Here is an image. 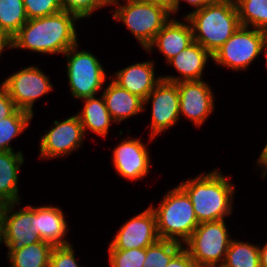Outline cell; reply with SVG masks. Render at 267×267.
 Here are the masks:
<instances>
[{"label": "cell", "mask_w": 267, "mask_h": 267, "mask_svg": "<svg viewBox=\"0 0 267 267\" xmlns=\"http://www.w3.org/2000/svg\"><path fill=\"white\" fill-rule=\"evenodd\" d=\"M79 18L64 10L45 17L29 19L12 37V48L41 54H64L76 45V21Z\"/></svg>", "instance_id": "6da1fadb"}, {"label": "cell", "mask_w": 267, "mask_h": 267, "mask_svg": "<svg viewBox=\"0 0 267 267\" xmlns=\"http://www.w3.org/2000/svg\"><path fill=\"white\" fill-rule=\"evenodd\" d=\"M218 169L181 181L199 223L224 220L232 213L234 184Z\"/></svg>", "instance_id": "7a4b0ae2"}, {"label": "cell", "mask_w": 267, "mask_h": 267, "mask_svg": "<svg viewBox=\"0 0 267 267\" xmlns=\"http://www.w3.org/2000/svg\"><path fill=\"white\" fill-rule=\"evenodd\" d=\"M193 39L213 55L241 26L237 8L227 3H211L185 17Z\"/></svg>", "instance_id": "3957f363"}, {"label": "cell", "mask_w": 267, "mask_h": 267, "mask_svg": "<svg viewBox=\"0 0 267 267\" xmlns=\"http://www.w3.org/2000/svg\"><path fill=\"white\" fill-rule=\"evenodd\" d=\"M150 207L156 217L159 239L184 244L199 225L193 204L179 185L166 193L158 207Z\"/></svg>", "instance_id": "277c9868"}, {"label": "cell", "mask_w": 267, "mask_h": 267, "mask_svg": "<svg viewBox=\"0 0 267 267\" xmlns=\"http://www.w3.org/2000/svg\"><path fill=\"white\" fill-rule=\"evenodd\" d=\"M126 4L120 5V0L112 5L113 19L122 21L132 32L142 47L146 50L153 42L157 33L169 21L170 10L161 4L125 0Z\"/></svg>", "instance_id": "5b68a950"}, {"label": "cell", "mask_w": 267, "mask_h": 267, "mask_svg": "<svg viewBox=\"0 0 267 267\" xmlns=\"http://www.w3.org/2000/svg\"><path fill=\"white\" fill-rule=\"evenodd\" d=\"M230 236L225 220L201 222L183 245L197 267L222 265Z\"/></svg>", "instance_id": "8992f818"}, {"label": "cell", "mask_w": 267, "mask_h": 267, "mask_svg": "<svg viewBox=\"0 0 267 267\" xmlns=\"http://www.w3.org/2000/svg\"><path fill=\"white\" fill-rule=\"evenodd\" d=\"M78 43L69 48L64 56L67 58V75L71 95L75 99L96 96L103 90L105 70L90 51H77Z\"/></svg>", "instance_id": "52a82bcc"}, {"label": "cell", "mask_w": 267, "mask_h": 267, "mask_svg": "<svg viewBox=\"0 0 267 267\" xmlns=\"http://www.w3.org/2000/svg\"><path fill=\"white\" fill-rule=\"evenodd\" d=\"M267 32L240 26L237 31L212 55V61L234 71L245 70L263 52Z\"/></svg>", "instance_id": "ba28073f"}, {"label": "cell", "mask_w": 267, "mask_h": 267, "mask_svg": "<svg viewBox=\"0 0 267 267\" xmlns=\"http://www.w3.org/2000/svg\"><path fill=\"white\" fill-rule=\"evenodd\" d=\"M15 106L34 116V102L53 90L50 79L37 66H28L10 75L1 83Z\"/></svg>", "instance_id": "9c48e42d"}, {"label": "cell", "mask_w": 267, "mask_h": 267, "mask_svg": "<svg viewBox=\"0 0 267 267\" xmlns=\"http://www.w3.org/2000/svg\"><path fill=\"white\" fill-rule=\"evenodd\" d=\"M149 102L152 105L149 140L152 141L180 119L177 84L162 79L143 101V110Z\"/></svg>", "instance_id": "30bf717a"}, {"label": "cell", "mask_w": 267, "mask_h": 267, "mask_svg": "<svg viewBox=\"0 0 267 267\" xmlns=\"http://www.w3.org/2000/svg\"><path fill=\"white\" fill-rule=\"evenodd\" d=\"M85 136L81 121L75 114L61 122L54 121V127L40 138L41 159H50L68 156L80 148Z\"/></svg>", "instance_id": "8fae6325"}, {"label": "cell", "mask_w": 267, "mask_h": 267, "mask_svg": "<svg viewBox=\"0 0 267 267\" xmlns=\"http://www.w3.org/2000/svg\"><path fill=\"white\" fill-rule=\"evenodd\" d=\"M180 115L199 128L214 110V94L203 80L177 82Z\"/></svg>", "instance_id": "7c38bea8"}, {"label": "cell", "mask_w": 267, "mask_h": 267, "mask_svg": "<svg viewBox=\"0 0 267 267\" xmlns=\"http://www.w3.org/2000/svg\"><path fill=\"white\" fill-rule=\"evenodd\" d=\"M159 239L156 229V217L149 206L140 214L131 217L121 225L108 249L147 248Z\"/></svg>", "instance_id": "4fadbf2b"}, {"label": "cell", "mask_w": 267, "mask_h": 267, "mask_svg": "<svg viewBox=\"0 0 267 267\" xmlns=\"http://www.w3.org/2000/svg\"><path fill=\"white\" fill-rule=\"evenodd\" d=\"M18 203H8L4 212L3 232L0 244H5L9 251H17L24 246L41 242L35 233L32 222V206L27 205L14 211Z\"/></svg>", "instance_id": "5bb4252c"}, {"label": "cell", "mask_w": 267, "mask_h": 267, "mask_svg": "<svg viewBox=\"0 0 267 267\" xmlns=\"http://www.w3.org/2000/svg\"><path fill=\"white\" fill-rule=\"evenodd\" d=\"M139 139H122L113 151V165L116 172L124 179L138 180L150 171V155L146 146Z\"/></svg>", "instance_id": "9a60e30c"}, {"label": "cell", "mask_w": 267, "mask_h": 267, "mask_svg": "<svg viewBox=\"0 0 267 267\" xmlns=\"http://www.w3.org/2000/svg\"><path fill=\"white\" fill-rule=\"evenodd\" d=\"M31 220L35 233L40 236L42 241L48 242L53 246L71 244L65 239L68 224L61 208L54 206H32Z\"/></svg>", "instance_id": "2e32d148"}, {"label": "cell", "mask_w": 267, "mask_h": 267, "mask_svg": "<svg viewBox=\"0 0 267 267\" xmlns=\"http://www.w3.org/2000/svg\"><path fill=\"white\" fill-rule=\"evenodd\" d=\"M183 19L186 20L185 23L174 17L170 18L145 51L151 52L154 46L157 47L168 63L174 56L192 44L194 42L192 27L186 18Z\"/></svg>", "instance_id": "e0dca14e"}, {"label": "cell", "mask_w": 267, "mask_h": 267, "mask_svg": "<svg viewBox=\"0 0 267 267\" xmlns=\"http://www.w3.org/2000/svg\"><path fill=\"white\" fill-rule=\"evenodd\" d=\"M154 66V61L150 60L135 63L117 71L112 80L144 101L162 80L161 76L155 77Z\"/></svg>", "instance_id": "ac0fdd59"}, {"label": "cell", "mask_w": 267, "mask_h": 267, "mask_svg": "<svg viewBox=\"0 0 267 267\" xmlns=\"http://www.w3.org/2000/svg\"><path fill=\"white\" fill-rule=\"evenodd\" d=\"M209 58L212 60L213 56L199 43L194 41L168 62L180 74L178 76L167 75L161 77L163 80L173 83L202 80V73Z\"/></svg>", "instance_id": "d6986e66"}, {"label": "cell", "mask_w": 267, "mask_h": 267, "mask_svg": "<svg viewBox=\"0 0 267 267\" xmlns=\"http://www.w3.org/2000/svg\"><path fill=\"white\" fill-rule=\"evenodd\" d=\"M106 107L115 123L143 112V100L120 87L112 79L102 93Z\"/></svg>", "instance_id": "ffe728a7"}, {"label": "cell", "mask_w": 267, "mask_h": 267, "mask_svg": "<svg viewBox=\"0 0 267 267\" xmlns=\"http://www.w3.org/2000/svg\"><path fill=\"white\" fill-rule=\"evenodd\" d=\"M24 164L21 151H0V200L6 203L20 201L18 188V173Z\"/></svg>", "instance_id": "44dd1931"}, {"label": "cell", "mask_w": 267, "mask_h": 267, "mask_svg": "<svg viewBox=\"0 0 267 267\" xmlns=\"http://www.w3.org/2000/svg\"><path fill=\"white\" fill-rule=\"evenodd\" d=\"M85 102L80 112H77V116L81 121L85 134L87 130L96 133L101 137H106L112 119L104 100V97L100 95V99L93 97H86L82 99Z\"/></svg>", "instance_id": "7402d4cb"}, {"label": "cell", "mask_w": 267, "mask_h": 267, "mask_svg": "<svg viewBox=\"0 0 267 267\" xmlns=\"http://www.w3.org/2000/svg\"><path fill=\"white\" fill-rule=\"evenodd\" d=\"M53 247L52 244L41 241L17 251H8L10 267H49Z\"/></svg>", "instance_id": "603a6c76"}, {"label": "cell", "mask_w": 267, "mask_h": 267, "mask_svg": "<svg viewBox=\"0 0 267 267\" xmlns=\"http://www.w3.org/2000/svg\"><path fill=\"white\" fill-rule=\"evenodd\" d=\"M259 258L258 245L232 239L222 265L225 267H260Z\"/></svg>", "instance_id": "cb8c5ba5"}, {"label": "cell", "mask_w": 267, "mask_h": 267, "mask_svg": "<svg viewBox=\"0 0 267 267\" xmlns=\"http://www.w3.org/2000/svg\"><path fill=\"white\" fill-rule=\"evenodd\" d=\"M236 8L241 26L267 32V0H238Z\"/></svg>", "instance_id": "d4e9b609"}, {"label": "cell", "mask_w": 267, "mask_h": 267, "mask_svg": "<svg viewBox=\"0 0 267 267\" xmlns=\"http://www.w3.org/2000/svg\"><path fill=\"white\" fill-rule=\"evenodd\" d=\"M27 21L23 0H0V29L13 37Z\"/></svg>", "instance_id": "484cf974"}, {"label": "cell", "mask_w": 267, "mask_h": 267, "mask_svg": "<svg viewBox=\"0 0 267 267\" xmlns=\"http://www.w3.org/2000/svg\"><path fill=\"white\" fill-rule=\"evenodd\" d=\"M34 116L17 109L11 116L0 120V151H13L10 142L29 127Z\"/></svg>", "instance_id": "4316f807"}, {"label": "cell", "mask_w": 267, "mask_h": 267, "mask_svg": "<svg viewBox=\"0 0 267 267\" xmlns=\"http://www.w3.org/2000/svg\"><path fill=\"white\" fill-rule=\"evenodd\" d=\"M183 244L158 239L155 243L146 248V258L143 267H166L172 257L182 248Z\"/></svg>", "instance_id": "83f0119b"}, {"label": "cell", "mask_w": 267, "mask_h": 267, "mask_svg": "<svg viewBox=\"0 0 267 267\" xmlns=\"http://www.w3.org/2000/svg\"><path fill=\"white\" fill-rule=\"evenodd\" d=\"M110 267H143L146 248L108 249Z\"/></svg>", "instance_id": "f1b7e54d"}, {"label": "cell", "mask_w": 267, "mask_h": 267, "mask_svg": "<svg viewBox=\"0 0 267 267\" xmlns=\"http://www.w3.org/2000/svg\"><path fill=\"white\" fill-rule=\"evenodd\" d=\"M23 3L28 20L62 11L60 0H23Z\"/></svg>", "instance_id": "f546056e"}, {"label": "cell", "mask_w": 267, "mask_h": 267, "mask_svg": "<svg viewBox=\"0 0 267 267\" xmlns=\"http://www.w3.org/2000/svg\"><path fill=\"white\" fill-rule=\"evenodd\" d=\"M62 10L76 15L79 19L87 18L106 5L101 0H60Z\"/></svg>", "instance_id": "4dcf8cb0"}, {"label": "cell", "mask_w": 267, "mask_h": 267, "mask_svg": "<svg viewBox=\"0 0 267 267\" xmlns=\"http://www.w3.org/2000/svg\"><path fill=\"white\" fill-rule=\"evenodd\" d=\"M75 257L73 245L54 246L49 267H81Z\"/></svg>", "instance_id": "1f68e13d"}, {"label": "cell", "mask_w": 267, "mask_h": 267, "mask_svg": "<svg viewBox=\"0 0 267 267\" xmlns=\"http://www.w3.org/2000/svg\"><path fill=\"white\" fill-rule=\"evenodd\" d=\"M18 108L8 95L6 88L0 85V120L11 116Z\"/></svg>", "instance_id": "d6a6232c"}, {"label": "cell", "mask_w": 267, "mask_h": 267, "mask_svg": "<svg viewBox=\"0 0 267 267\" xmlns=\"http://www.w3.org/2000/svg\"><path fill=\"white\" fill-rule=\"evenodd\" d=\"M166 267H197L185 248H181Z\"/></svg>", "instance_id": "836d02e7"}, {"label": "cell", "mask_w": 267, "mask_h": 267, "mask_svg": "<svg viewBox=\"0 0 267 267\" xmlns=\"http://www.w3.org/2000/svg\"><path fill=\"white\" fill-rule=\"evenodd\" d=\"M180 1L183 0H172L171 3V8H170V13L171 16L173 17L174 13L176 14L178 12V9L180 8ZM186 3L188 2V4L193 7H195V9L193 11H197L200 10L202 8H204L205 6L213 3L212 0H184Z\"/></svg>", "instance_id": "e575fe53"}, {"label": "cell", "mask_w": 267, "mask_h": 267, "mask_svg": "<svg viewBox=\"0 0 267 267\" xmlns=\"http://www.w3.org/2000/svg\"><path fill=\"white\" fill-rule=\"evenodd\" d=\"M257 166H259V168H261L260 170H262V177H266L267 174V143L264 146V148L262 149L261 154L259 155V158L257 159Z\"/></svg>", "instance_id": "d590c367"}, {"label": "cell", "mask_w": 267, "mask_h": 267, "mask_svg": "<svg viewBox=\"0 0 267 267\" xmlns=\"http://www.w3.org/2000/svg\"><path fill=\"white\" fill-rule=\"evenodd\" d=\"M5 48L12 49V37L9 36L4 30L0 29V56Z\"/></svg>", "instance_id": "8d00e7d4"}, {"label": "cell", "mask_w": 267, "mask_h": 267, "mask_svg": "<svg viewBox=\"0 0 267 267\" xmlns=\"http://www.w3.org/2000/svg\"><path fill=\"white\" fill-rule=\"evenodd\" d=\"M260 251V267H267V243L263 246H259Z\"/></svg>", "instance_id": "74e56055"}, {"label": "cell", "mask_w": 267, "mask_h": 267, "mask_svg": "<svg viewBox=\"0 0 267 267\" xmlns=\"http://www.w3.org/2000/svg\"><path fill=\"white\" fill-rule=\"evenodd\" d=\"M8 203H6L3 200H0V241L2 237V232H3V218H4V212L6 209Z\"/></svg>", "instance_id": "f35d334b"}, {"label": "cell", "mask_w": 267, "mask_h": 267, "mask_svg": "<svg viewBox=\"0 0 267 267\" xmlns=\"http://www.w3.org/2000/svg\"><path fill=\"white\" fill-rule=\"evenodd\" d=\"M135 1L161 4L163 6H166L169 10L171 8V3H172V0H135Z\"/></svg>", "instance_id": "ab89813d"}, {"label": "cell", "mask_w": 267, "mask_h": 267, "mask_svg": "<svg viewBox=\"0 0 267 267\" xmlns=\"http://www.w3.org/2000/svg\"><path fill=\"white\" fill-rule=\"evenodd\" d=\"M213 3H227L236 6L238 0H212Z\"/></svg>", "instance_id": "60d3db41"}, {"label": "cell", "mask_w": 267, "mask_h": 267, "mask_svg": "<svg viewBox=\"0 0 267 267\" xmlns=\"http://www.w3.org/2000/svg\"><path fill=\"white\" fill-rule=\"evenodd\" d=\"M106 6L112 5L114 2L118 0H101Z\"/></svg>", "instance_id": "b9f144b4"}, {"label": "cell", "mask_w": 267, "mask_h": 267, "mask_svg": "<svg viewBox=\"0 0 267 267\" xmlns=\"http://www.w3.org/2000/svg\"><path fill=\"white\" fill-rule=\"evenodd\" d=\"M265 56H266V66H267V40H266V45H265ZM267 68V67H266Z\"/></svg>", "instance_id": "7bdbcfd3"}, {"label": "cell", "mask_w": 267, "mask_h": 267, "mask_svg": "<svg viewBox=\"0 0 267 267\" xmlns=\"http://www.w3.org/2000/svg\"><path fill=\"white\" fill-rule=\"evenodd\" d=\"M210 267H225L223 265H213V266H210Z\"/></svg>", "instance_id": "ee69618b"}]
</instances>
